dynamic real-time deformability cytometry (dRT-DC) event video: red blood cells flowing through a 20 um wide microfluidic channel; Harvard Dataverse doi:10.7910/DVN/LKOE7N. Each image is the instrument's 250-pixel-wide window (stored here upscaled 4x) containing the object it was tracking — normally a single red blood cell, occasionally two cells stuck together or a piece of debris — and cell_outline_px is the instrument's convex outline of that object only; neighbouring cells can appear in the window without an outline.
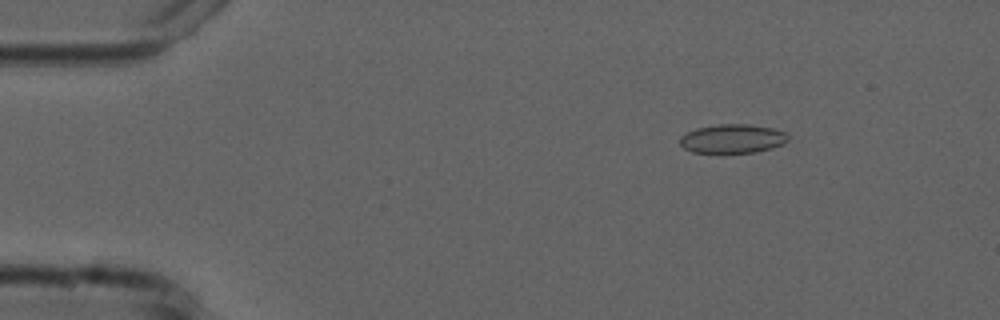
{"species": "common noctule bat (a hibernating species)", "species_latin": "Nyctalus noctula", "temperature_condition": "cold", "stored_images_in_passage": 5, "camera_frame_rate_fps": 3000, "um_per_image_px": 0.085, "animal": {"sex": "male", "forearm_length_mm": 52.5}, "frame": {"image": 1, "passage_image": 3, "time_ms": 2.333, "image_size_px": [1000, 320], "cell_outline_px": [[788, 140], [784, 144], [772, 148], [756, 152], [692, 152], [684, 148], [680, 144], [680, 136], [696, 128], [720, 124], [748, 124], [772, 128], [784, 132], [788, 136]], "centroid_in_image_um": [62.27, 11.78], "position_along_channel_um": 22.7, "area_um2": 18.09}}